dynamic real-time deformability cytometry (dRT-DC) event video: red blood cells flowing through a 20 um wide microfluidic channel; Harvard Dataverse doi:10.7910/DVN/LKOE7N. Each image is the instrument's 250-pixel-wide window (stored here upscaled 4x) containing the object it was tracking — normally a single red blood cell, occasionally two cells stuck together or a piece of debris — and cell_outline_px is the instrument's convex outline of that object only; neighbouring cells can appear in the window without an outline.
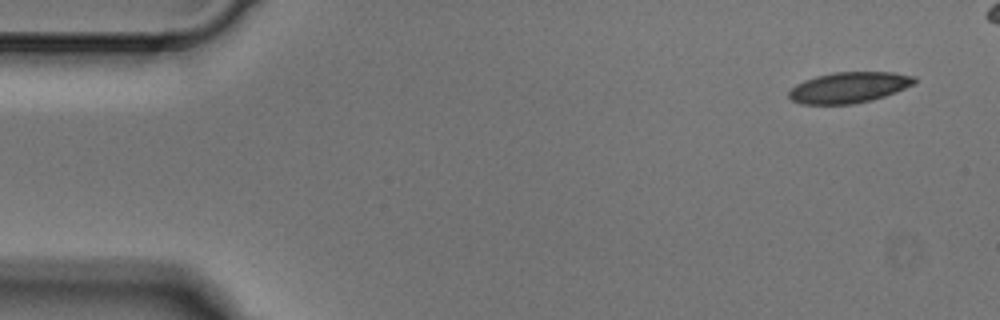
{"species": "Egyptian fruit bat (a non-hibernating species)", "species_latin": "Rousettus aegyptiacus", "temperature_condition": "cold", "stored_images_in_passage": 5, "camera_frame_rate_fps": 3000, "um_per_image_px": 0.085, "animal": {"sex": "male"}, "frame": {"image": 1, "passage_image": 1, "time_ms": 0.0, "image_size_px": [1000, 320], "cell_outline_px": [[916, 84], [896, 92], [872, 100], [852, 104], [800, 104], [792, 100], [788, 96], [788, 92], [796, 84], [804, 80], [816, 76], [832, 72], [892, 72], [916, 76]], "centroid_in_image_um": [72.18, 7.43], "position_along_channel_um": 12.8, "area_um2": 22.72}}